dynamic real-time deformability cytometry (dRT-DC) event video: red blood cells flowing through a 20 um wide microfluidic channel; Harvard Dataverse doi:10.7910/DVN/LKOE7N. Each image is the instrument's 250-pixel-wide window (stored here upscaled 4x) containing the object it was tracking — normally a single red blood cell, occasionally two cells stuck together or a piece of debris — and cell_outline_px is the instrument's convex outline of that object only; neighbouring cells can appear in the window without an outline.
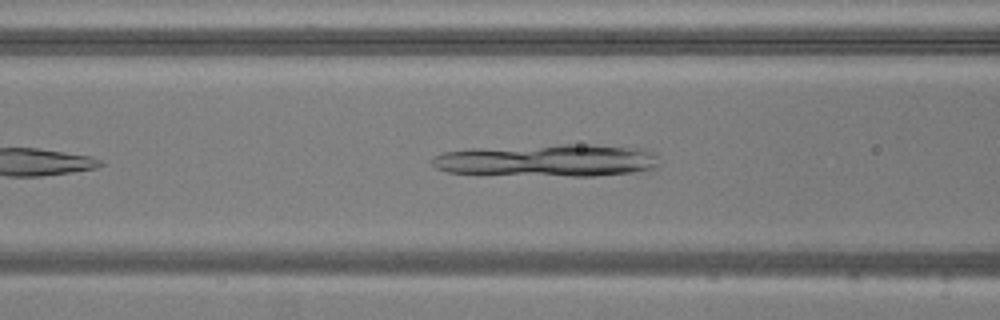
{"species": "common noctule bat (a hibernating species)", "species_latin": "Nyctalus noctula", "temperature_condition": "warm", "stored_images_in_passage": 11, "segment_of_instrument_passage": [1, 2], "camera_frame_rate_fps": 3000, "um_per_image_px": 0.085, "animal": {"sex": "male", "body_mass_g": 20.5, "forearm_length_mm": 52.5}, "frame": {"image": 1, "passage_image": 6, "time_ms": 1.667, "image_size_px": [1000, 320], "cell_outline_px": [[660, 164], [656, 168], [632, 172], [596, 176], [572, 176], [448, 172], [436, 168], [432, 164], [432, 160], [436, 156], [444, 152], [472, 148], [564, 144], [592, 144], [648, 148], [656, 156]], "centroid_in_image_um": [46.64, 13.61], "position_along_channel_um": 120.0, "area_um2": 43.0}}